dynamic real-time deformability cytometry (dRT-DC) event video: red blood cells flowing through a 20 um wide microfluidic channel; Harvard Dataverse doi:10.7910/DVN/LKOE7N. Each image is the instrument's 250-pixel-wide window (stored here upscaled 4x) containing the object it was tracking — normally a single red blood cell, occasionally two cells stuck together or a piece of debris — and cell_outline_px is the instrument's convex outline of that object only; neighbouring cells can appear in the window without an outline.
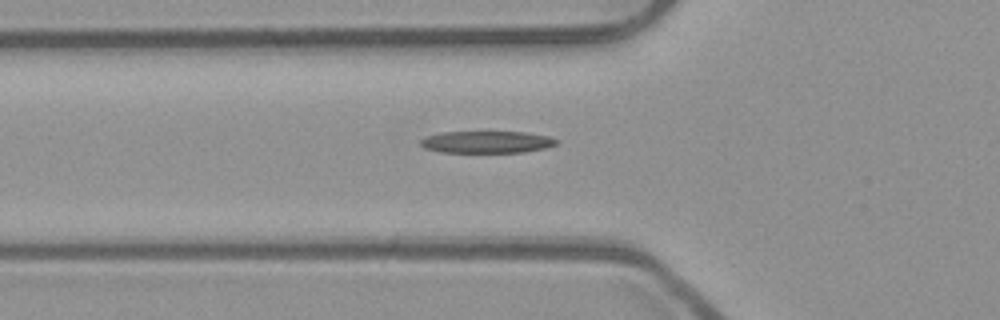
{"species": "common noctule bat (a hibernating species)", "species_latin": "Nyctalus noctula", "temperature_condition": "room temperature", "stored_images_in_passage": 25, "camera_frame_rate_fps": 3000, "um_per_image_px": 0.085, "animal": {"sex": "male", "body_mass_g": 23.1, "forearm_length_mm": 52.7}, "frame": {"image": 1, "passage_image": 4, "time_ms": 1.0, "image_size_px": [1000, 320], "cell_outline_px": [[560, 140], [556, 144], [544, 148], [524, 152], [440, 152], [424, 148], [420, 144], [420, 140], [428, 136], [444, 132], [524, 132], [548, 136]], "centroid_in_image_um": [41.38, 12.07], "position_along_channel_um": 84.4, "area_um2": 17.28}}
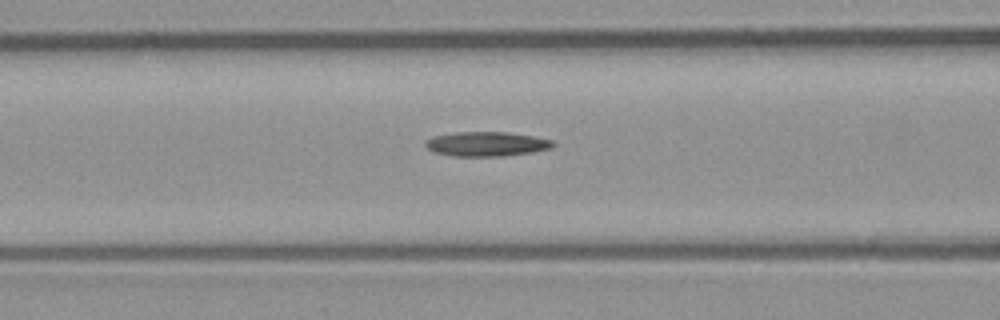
{"frame": {"image": 2, "passage_image": 7, "time_ms": 2.0, "image_size_px": [1000, 320], "cell_outline_px": [[556, 144], [552, 148], [532, 152], [504, 156], [452, 156], [432, 152], [424, 144], [424, 140], [432, 136], [456, 132], [508, 132], [532, 136], [552, 140]], "centroid_in_image_um": [41.32, 12.24], "position_along_channel_um": 125.3, "area_um2": 18.38}}